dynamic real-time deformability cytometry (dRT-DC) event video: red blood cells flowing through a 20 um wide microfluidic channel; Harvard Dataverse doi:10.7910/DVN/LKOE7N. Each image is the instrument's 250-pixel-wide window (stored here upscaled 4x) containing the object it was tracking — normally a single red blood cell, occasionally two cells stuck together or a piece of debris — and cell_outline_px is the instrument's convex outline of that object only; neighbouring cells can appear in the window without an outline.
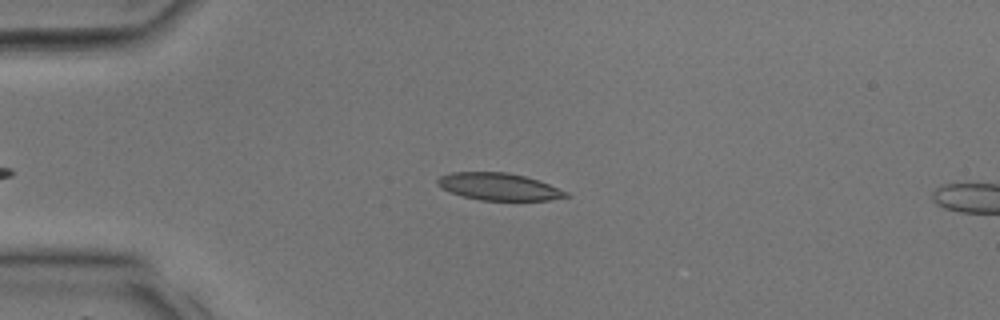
{"species": "common noctule bat (a hibernating species)", "species_latin": "Nyctalus noctula", "temperature_condition": "room temperature", "stored_images_in_passage": 8, "camera_frame_rate_fps": 3000, "um_per_image_px": 0.085, "animal": {"sex": "male", "body_mass_g": 17.9, "forearm_length_mm": 54.2}, "frame": {"image": 1, "passage_image": 6, "time_ms": 1.667, "image_size_px": [1000, 320], "cell_outline_px": [[568, 196], [548, 200], [480, 200], [464, 196], [440, 188], [436, 184], [436, 180], [440, 176], [452, 172], [508, 172], [524, 176], [548, 184], [568, 192]], "centroid_in_image_um": [42.35, 15.86], "position_along_channel_um": 42.6, "area_um2": 20.11}}